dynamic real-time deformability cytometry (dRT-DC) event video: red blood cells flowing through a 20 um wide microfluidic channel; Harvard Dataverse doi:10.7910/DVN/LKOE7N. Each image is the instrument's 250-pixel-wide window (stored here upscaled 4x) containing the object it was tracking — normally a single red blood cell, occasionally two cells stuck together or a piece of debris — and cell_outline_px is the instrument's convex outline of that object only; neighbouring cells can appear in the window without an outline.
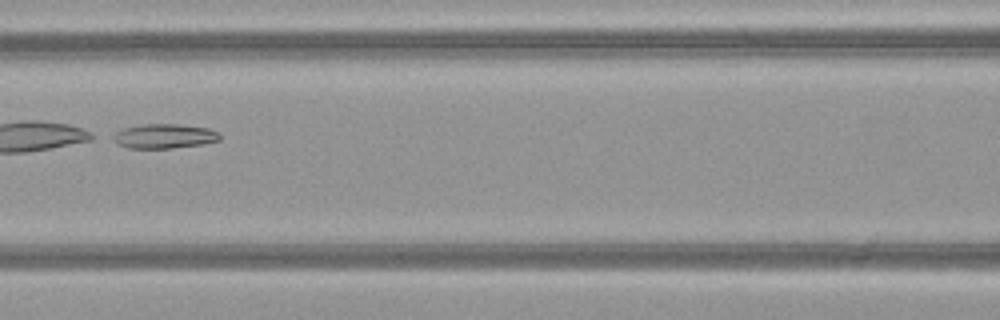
{"species": "common noctule bat (a hibernating species)", "species_latin": "Nyctalus noctula", "temperature_condition": "warm", "stored_images_in_passage": 51, "camera_frame_rate_fps": 3000, "um_per_image_px": 0.085, "animal": {"sex": "female", "body_mass_g": 21.9}, "frame": {"image": 1, "passage_image": 24, "time_ms": 7.667, "image_size_px": [1000, 320], "cell_outline_px": [[220, 140], [204, 144], [172, 148], [128, 148], [112, 140], [108, 136], [124, 128], [140, 124], [176, 124], [208, 128], [216, 132], [220, 136]], "centroid_in_image_um": [13.92, 11.57], "position_along_channel_um": 152.7, "area_um2": 15.26}}
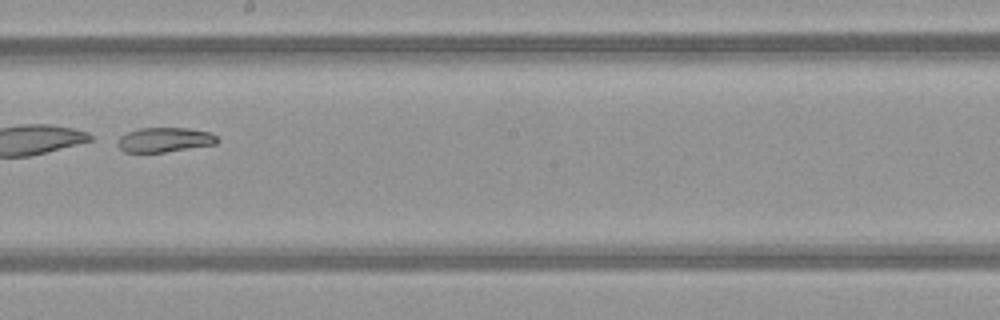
{"frame": {"image": 2, "passage_image": 30, "time_ms": 9.667, "image_size_px": [1000, 320], "cell_outline_px": [[220, 140], [216, 144], [164, 152], [124, 152], [116, 144], [120, 136], [128, 132], [140, 128], [188, 128], [208, 132], [216, 136]], "centroid_in_image_um": [13.98, 11.88], "position_along_channel_um": 234.2, "area_um2": 14.22}}
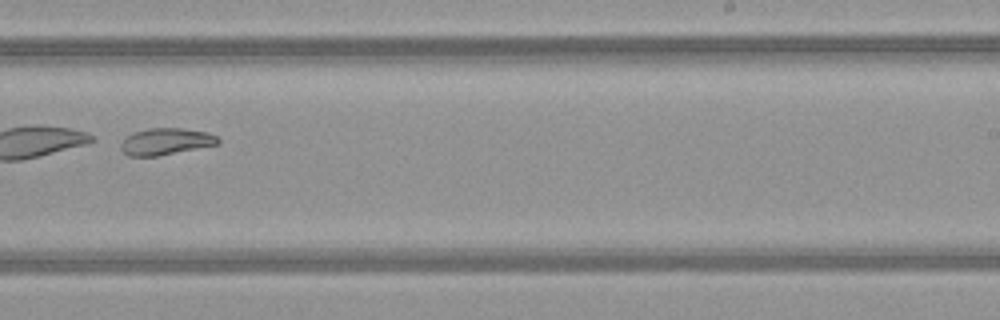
{"frame": {"image": 3, "passage_image": 33, "time_ms": 10.667, "image_size_px": [1000, 320], "cell_outline_px": [[220, 144], [156, 156], [128, 156], [120, 148], [120, 144], [132, 132], [148, 128], [184, 128], [208, 132], [216, 136], [220, 140]], "centroid_in_image_um": [14.11, 12.02], "position_along_channel_um": 274.9, "area_um2": 15.14}}